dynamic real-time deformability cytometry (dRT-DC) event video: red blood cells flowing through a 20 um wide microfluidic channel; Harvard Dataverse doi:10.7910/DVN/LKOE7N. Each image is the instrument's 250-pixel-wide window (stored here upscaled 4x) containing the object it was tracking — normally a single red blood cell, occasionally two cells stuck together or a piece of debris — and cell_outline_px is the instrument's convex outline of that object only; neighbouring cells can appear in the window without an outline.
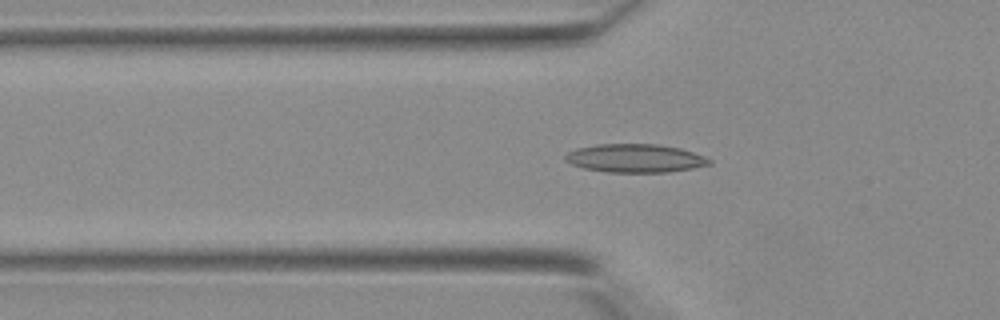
{"species": "Egyptian fruit bat (a non-hibernating species)", "species_latin": "Rousettus aegyptiacus", "temperature_condition": "warm", "stored_images_in_passage": 28, "camera_frame_rate_fps": 3000, "um_per_image_px": 0.085, "animal": {"sex": "female"}, "frame": {"image": 1, "passage_image": 6, "time_ms": 1.667, "image_size_px": [1000, 320], "cell_outline_px": [[712, 164], [692, 168], [668, 172], [608, 172], [584, 168], [572, 164], [564, 160], [564, 156], [568, 152], [576, 148], [596, 144], [656, 144], [680, 148], [704, 156], [712, 160]], "centroid_in_image_um": [53.98, 13.45], "position_along_channel_um": 71.8, "area_um2": 23.81}}
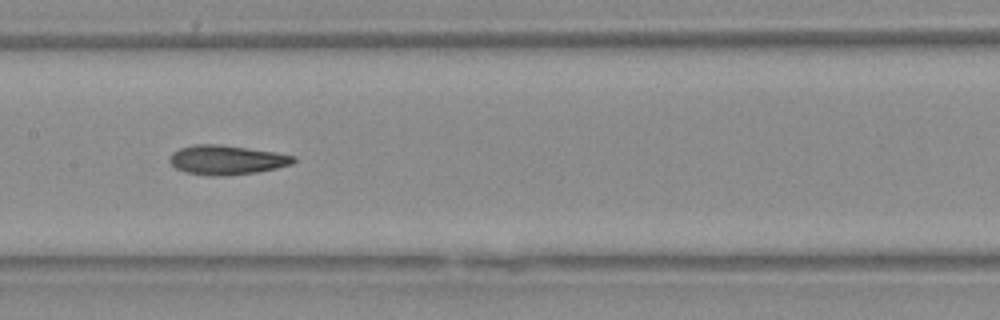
{"frame": {"image": 2, "passage_image": 13, "time_ms": 4.0, "image_size_px": [1000, 320], "cell_outline_px": [[296, 160], [292, 164], [276, 168], [256, 172], [220, 176], [212, 176], [184, 172], [176, 168], [168, 160], [172, 152], [180, 148], [192, 144], [220, 144], [276, 152], [296, 156]], "centroid_in_image_um": [19.25, 13.58], "position_along_channel_um": 188.1, "area_um2": 21.27}}
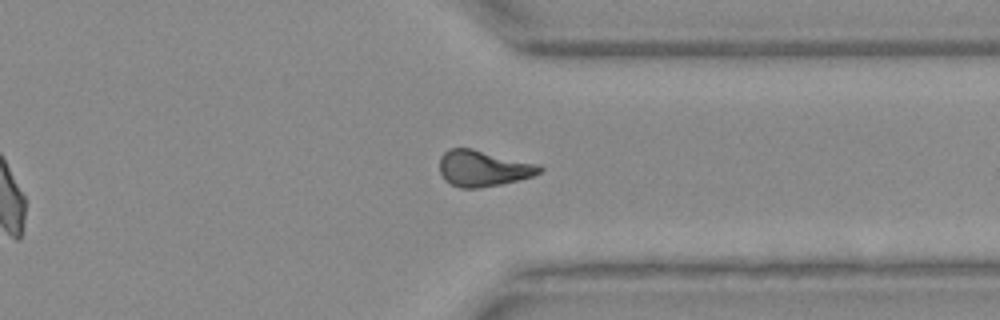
{"frame": {"image": 3, "passage_image": 24, "time_ms": 7.667, "image_size_px": [1000, 320], "cell_outline_px": [[544, 168], [540, 172], [532, 176], [500, 184], [476, 188], [460, 188], [444, 180], [440, 172], [440, 156], [448, 148], [472, 148], [540, 164]], "centroid_in_image_um": [41.06, 14.29], "position_along_channel_um": 370.3, "area_um2": 21.04}}